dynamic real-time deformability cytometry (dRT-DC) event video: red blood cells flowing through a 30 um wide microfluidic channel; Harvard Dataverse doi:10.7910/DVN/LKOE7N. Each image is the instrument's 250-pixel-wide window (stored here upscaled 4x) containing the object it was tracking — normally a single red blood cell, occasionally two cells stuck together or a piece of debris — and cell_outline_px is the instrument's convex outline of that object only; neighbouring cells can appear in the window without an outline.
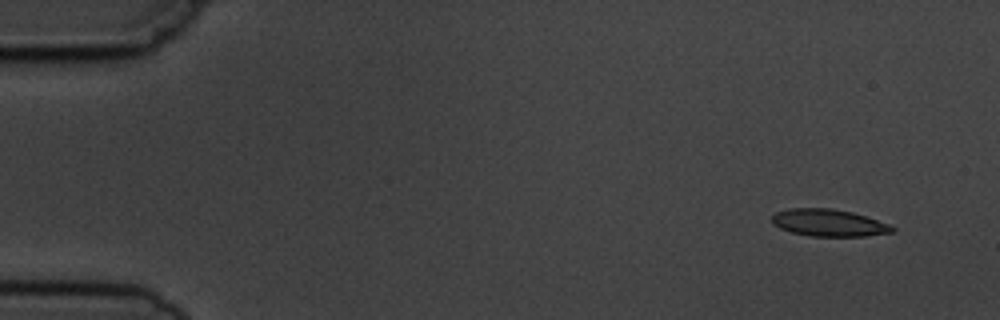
{"species": "common noctule bat (a hibernating species)", "species_latin": "Nyctalus noctula", "temperature_condition": "cold", "stored_images_in_passage": 13, "camera_frame_rate_fps": 3000, "um_per_image_px": 0.085, "animal": {"sex": "male", "body_mass_g": 19.5, "forearm_length_mm": 54.6}, "frame": {"image": 1, "passage_image": 1, "time_ms": 0.0, "image_size_px": [1000, 320], "cell_outline_px": [[896, 232], [864, 236], [812, 236], [792, 232], [780, 228], [772, 224], [772, 216], [776, 212], [788, 208], [832, 208], [852, 212], [888, 224], [896, 228]], "centroid_in_image_um": [70.43, 18.93], "position_along_channel_um": 14.6, "area_um2": 18.96}}
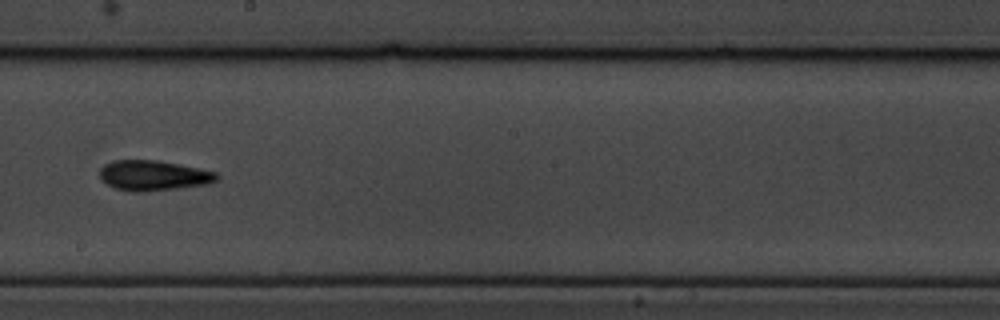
{"frame": {"image": 2, "passage_image": 8, "time_ms": 9.0, "image_size_px": [1000, 320], "cell_outline_px": [[220, 176], [216, 180], [208, 184], [176, 188], [140, 192], [132, 192], [112, 188], [100, 180], [100, 168], [104, 164], [112, 160], [156, 160], [200, 168], [216, 172]], "centroid_in_image_um": [12.99, 14.92], "position_along_channel_um": 235.2, "area_um2": 20.75}}
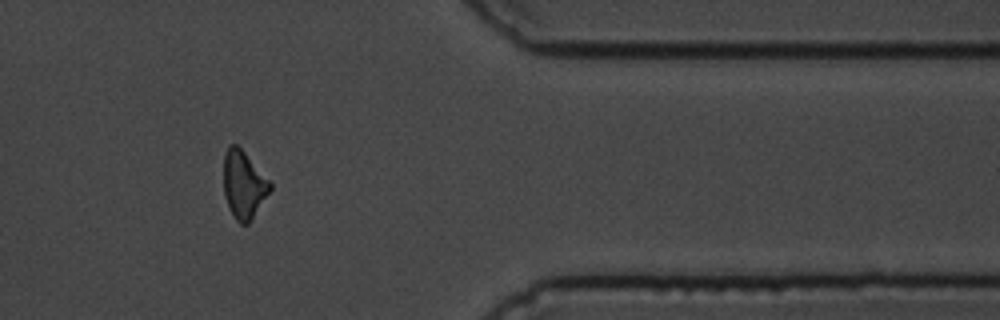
{"frame": {"image": 3, "passage_image": 12, "time_ms": 13.667, "image_size_px": [1000, 320], "cell_outline_px": [[272, 188], [252, 220], [248, 224], [240, 224], [236, 220], [224, 196], [224, 156], [228, 144], [236, 144], [244, 152], [272, 184]], "centroid_in_image_um": [20.71, 15.71], "position_along_channel_um": 390.7, "area_um2": 18.09}}